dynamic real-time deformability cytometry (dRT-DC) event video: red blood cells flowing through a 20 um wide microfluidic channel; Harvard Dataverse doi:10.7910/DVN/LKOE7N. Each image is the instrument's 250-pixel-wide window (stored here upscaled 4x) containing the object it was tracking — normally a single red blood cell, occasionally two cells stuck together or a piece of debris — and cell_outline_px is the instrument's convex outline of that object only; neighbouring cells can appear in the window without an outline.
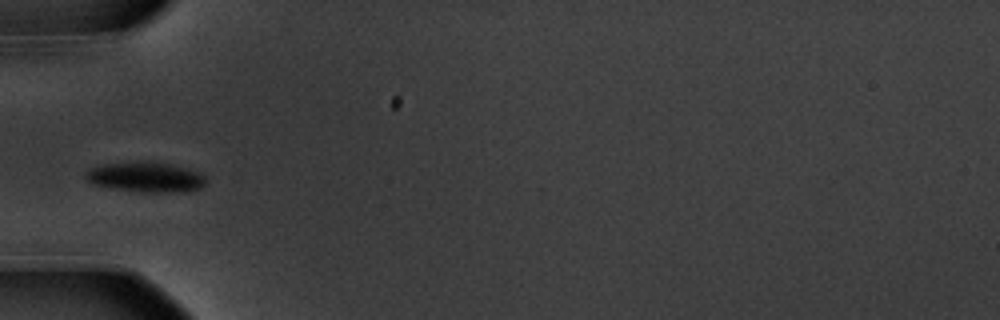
{"species": "common noctule bat (a hibernating species)", "species_latin": "Nyctalus noctula", "temperature_condition": "warm", "stored_images_in_passage": 39, "camera_frame_rate_fps": 3000, "um_per_image_px": 0.085, "animal": {"sex": "male", "body_mass_g": 20.1, "forearm_length_mm": 53.5}, "frame": {"image": 1, "passage_image": 1, "time_ms": 0.0, "image_size_px": [1000, 320], "cell_outline_px": [[208, 184], [200, 188], [188, 192], [144, 192], [92, 184], [84, 176], [84, 172], [88, 168], [104, 164], [144, 160], [148, 160], [172, 164], [200, 172], [204, 176]], "centroid_in_image_um": [12.42, 15.03], "position_along_channel_um": 72.6, "area_um2": 21.44}}
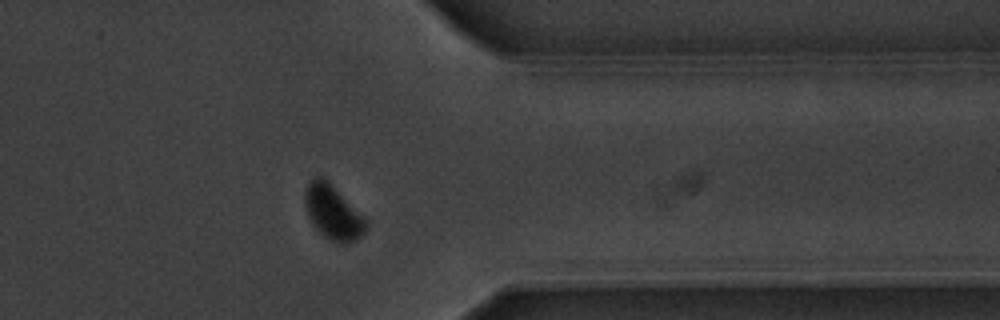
{"frame": {"image": 2, "passage_image": 28, "time_ms": 9.0, "image_size_px": [1000, 320], "cell_outline_px": [[368, 228], [356, 240], [348, 244], [344, 244], [332, 240], [324, 236], [312, 224], [308, 216], [304, 204], [304, 192], [308, 180], [316, 176], [324, 176], [368, 220]], "centroid_in_image_um": [28.29, 18.02], "position_along_channel_um": 383.1, "area_um2": 19.65}}
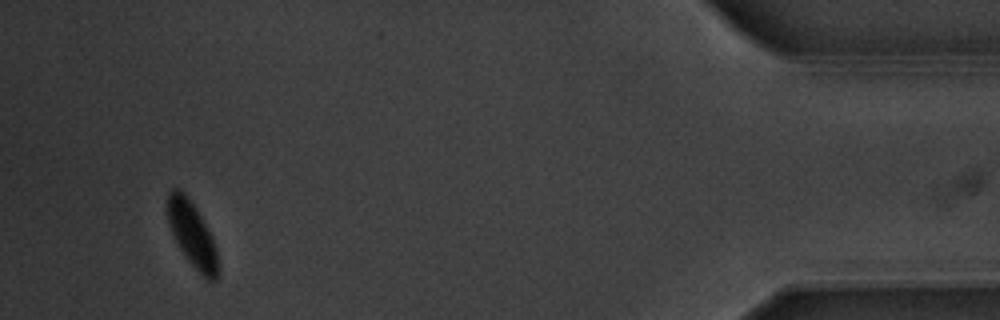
{"frame": {"image": 3, "passage_image": 36, "time_ms": 11.667, "image_size_px": [1000, 320], "cell_outline_px": [[220, 272], [216, 280], [208, 280], [188, 260], [180, 248], [172, 232], [168, 220], [168, 192], [172, 188], [180, 188], [184, 192], [196, 208], [212, 236], [216, 248], [220, 268]], "centroid_in_image_um": [16.37, 19.92], "position_along_channel_um": 418.8, "area_um2": 18.96}, "authors_computed_cell_mechanics": {"area_um2": 20.1722, "velocity_mm_per_s": 3.5195, "shape_relaxation_time_tau1_ms": 2.5398, "shape_relaxation_time_tau2_ms": null, "deformation_change_tau1": 0.1219, "deformation_change_tau2": null}}